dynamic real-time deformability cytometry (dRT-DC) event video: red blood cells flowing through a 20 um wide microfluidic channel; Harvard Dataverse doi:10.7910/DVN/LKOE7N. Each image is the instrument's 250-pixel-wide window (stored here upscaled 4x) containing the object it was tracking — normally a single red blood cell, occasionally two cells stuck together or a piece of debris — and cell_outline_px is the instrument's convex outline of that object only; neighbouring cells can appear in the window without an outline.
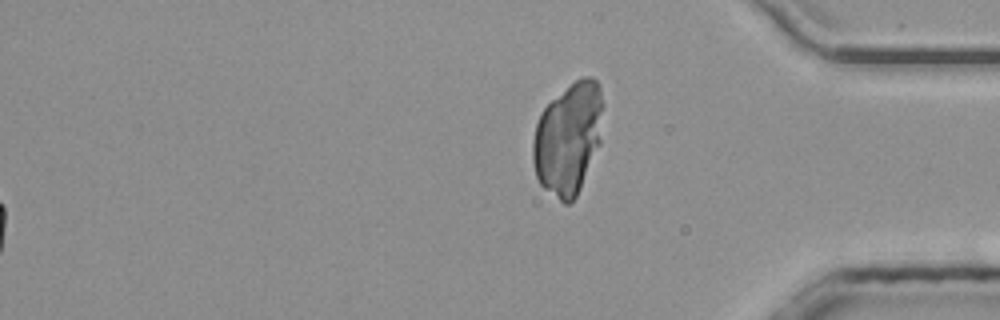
{"species": "common noctule bat (a hibernating species)", "species_latin": "Nyctalus noctula", "temperature_condition": "room temperature", "stored_images_in_passage": 46, "segment_of_instrument_passage": [2, 2], "camera_frame_rate_fps": 3000, "um_per_image_px": 0.085, "animal": {"sex": "male", "body_mass_g": 20.4}, "frame": {"image": 1, "passage_image": 46, "time_ms": 15.0, "image_size_px": [1000, 320], "cell_outline_px": [[604, 104], [600, 144], [580, 188], [576, 196], [568, 204], [564, 204], [544, 188], [540, 184], [536, 176], [532, 160], [532, 144], [536, 124], [540, 112], [552, 100], [576, 80], [584, 76], [592, 76], [596, 80], [600, 88]], "centroid_in_image_um": [48.31, 11.76], "position_along_channel_um": 386.9, "area_um2": 45.89}}